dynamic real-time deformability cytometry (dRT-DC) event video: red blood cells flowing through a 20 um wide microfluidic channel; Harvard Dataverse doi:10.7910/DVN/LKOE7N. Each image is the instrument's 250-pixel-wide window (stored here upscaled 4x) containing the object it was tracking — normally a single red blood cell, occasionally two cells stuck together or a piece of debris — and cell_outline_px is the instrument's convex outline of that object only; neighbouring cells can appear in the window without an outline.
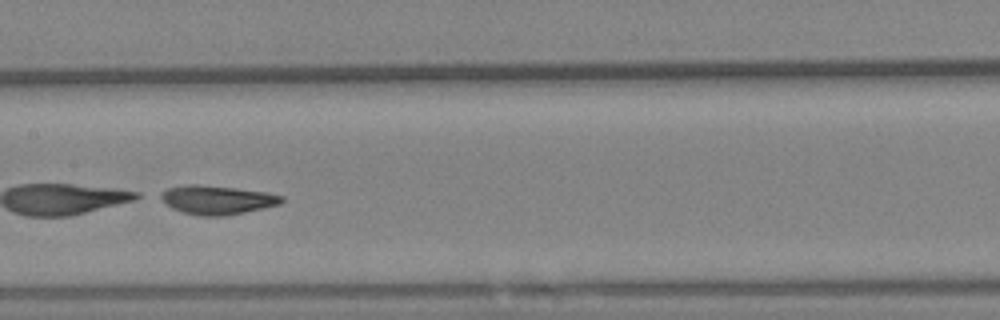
{"species": "Egyptian fruit bat (a non-hibernating species)", "species_latin": "Rousettus aegyptiacus", "temperature_condition": "warm", "stored_images_in_passage": 79, "segment_of_instrument_passage": [2, 2], "camera_frame_rate_fps": 3000, "um_per_image_px": 0.085, "animal": {"sex": "female"}, "frame": {"image": 1, "passage_image": 41, "time_ms": 13.333, "image_size_px": [1000, 320], "cell_outline_px": [[284, 200], [280, 204], [264, 208], [224, 216], [200, 216], [180, 212], [172, 208], [156, 196], [160, 192], [168, 188], [188, 184], [192, 184], [236, 188], [268, 192], [284, 196]], "centroid_in_image_um": [18.43, 16.99], "position_along_channel_um": 189.0, "area_um2": 20.52}}